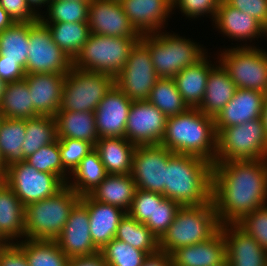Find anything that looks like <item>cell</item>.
I'll return each instance as SVG.
<instances>
[{"label": "cell", "mask_w": 267, "mask_h": 266, "mask_svg": "<svg viewBox=\"0 0 267 266\" xmlns=\"http://www.w3.org/2000/svg\"><path fill=\"white\" fill-rule=\"evenodd\" d=\"M81 199L67 185L52 197L24 207L25 237L55 240L62 232L73 206Z\"/></svg>", "instance_id": "cell-5"}, {"label": "cell", "mask_w": 267, "mask_h": 266, "mask_svg": "<svg viewBox=\"0 0 267 266\" xmlns=\"http://www.w3.org/2000/svg\"><path fill=\"white\" fill-rule=\"evenodd\" d=\"M26 135L25 119L4 118L0 123V153L6 168L26 161L22 143Z\"/></svg>", "instance_id": "cell-35"}, {"label": "cell", "mask_w": 267, "mask_h": 266, "mask_svg": "<svg viewBox=\"0 0 267 266\" xmlns=\"http://www.w3.org/2000/svg\"><path fill=\"white\" fill-rule=\"evenodd\" d=\"M4 119V116H3V114H2V112H1V110H0V123H1V121Z\"/></svg>", "instance_id": "cell-63"}, {"label": "cell", "mask_w": 267, "mask_h": 266, "mask_svg": "<svg viewBox=\"0 0 267 266\" xmlns=\"http://www.w3.org/2000/svg\"><path fill=\"white\" fill-rule=\"evenodd\" d=\"M6 165H5V162L1 156V153H0V180H3L5 174H6Z\"/></svg>", "instance_id": "cell-58"}, {"label": "cell", "mask_w": 267, "mask_h": 266, "mask_svg": "<svg viewBox=\"0 0 267 266\" xmlns=\"http://www.w3.org/2000/svg\"><path fill=\"white\" fill-rule=\"evenodd\" d=\"M140 40L147 46L154 70L159 78H173L187 66L195 65L205 56V50L194 41L175 34L157 32L143 35ZM201 47V48H200Z\"/></svg>", "instance_id": "cell-6"}, {"label": "cell", "mask_w": 267, "mask_h": 266, "mask_svg": "<svg viewBox=\"0 0 267 266\" xmlns=\"http://www.w3.org/2000/svg\"><path fill=\"white\" fill-rule=\"evenodd\" d=\"M136 189L131 174H108L89 195L96 201L120 207L128 212Z\"/></svg>", "instance_id": "cell-30"}, {"label": "cell", "mask_w": 267, "mask_h": 266, "mask_svg": "<svg viewBox=\"0 0 267 266\" xmlns=\"http://www.w3.org/2000/svg\"><path fill=\"white\" fill-rule=\"evenodd\" d=\"M50 1H54V0H50ZM68 1L91 2V0H68Z\"/></svg>", "instance_id": "cell-62"}, {"label": "cell", "mask_w": 267, "mask_h": 266, "mask_svg": "<svg viewBox=\"0 0 267 266\" xmlns=\"http://www.w3.org/2000/svg\"><path fill=\"white\" fill-rule=\"evenodd\" d=\"M0 231L11 243L25 237L24 206L3 180H0Z\"/></svg>", "instance_id": "cell-31"}, {"label": "cell", "mask_w": 267, "mask_h": 266, "mask_svg": "<svg viewBox=\"0 0 267 266\" xmlns=\"http://www.w3.org/2000/svg\"><path fill=\"white\" fill-rule=\"evenodd\" d=\"M140 39L132 37L99 36L90 34L72 66L89 72L109 74L116 77Z\"/></svg>", "instance_id": "cell-7"}, {"label": "cell", "mask_w": 267, "mask_h": 266, "mask_svg": "<svg viewBox=\"0 0 267 266\" xmlns=\"http://www.w3.org/2000/svg\"><path fill=\"white\" fill-rule=\"evenodd\" d=\"M81 200L87 206L92 242L100 251L115 238L119 223L127 212L120 207L96 201L89 194L81 196Z\"/></svg>", "instance_id": "cell-23"}, {"label": "cell", "mask_w": 267, "mask_h": 266, "mask_svg": "<svg viewBox=\"0 0 267 266\" xmlns=\"http://www.w3.org/2000/svg\"><path fill=\"white\" fill-rule=\"evenodd\" d=\"M267 159V136L261 118L221 129L215 162Z\"/></svg>", "instance_id": "cell-8"}, {"label": "cell", "mask_w": 267, "mask_h": 266, "mask_svg": "<svg viewBox=\"0 0 267 266\" xmlns=\"http://www.w3.org/2000/svg\"><path fill=\"white\" fill-rule=\"evenodd\" d=\"M205 56L195 65L182 69L173 80L176 88L189 108H198L203 101L207 79L211 68Z\"/></svg>", "instance_id": "cell-29"}, {"label": "cell", "mask_w": 267, "mask_h": 266, "mask_svg": "<svg viewBox=\"0 0 267 266\" xmlns=\"http://www.w3.org/2000/svg\"><path fill=\"white\" fill-rule=\"evenodd\" d=\"M213 22L231 39L247 41L265 35V27L258 20L231 6L226 0H221Z\"/></svg>", "instance_id": "cell-25"}, {"label": "cell", "mask_w": 267, "mask_h": 266, "mask_svg": "<svg viewBox=\"0 0 267 266\" xmlns=\"http://www.w3.org/2000/svg\"><path fill=\"white\" fill-rule=\"evenodd\" d=\"M88 23L91 34L141 38L127 18L120 0H91Z\"/></svg>", "instance_id": "cell-16"}, {"label": "cell", "mask_w": 267, "mask_h": 266, "mask_svg": "<svg viewBox=\"0 0 267 266\" xmlns=\"http://www.w3.org/2000/svg\"><path fill=\"white\" fill-rule=\"evenodd\" d=\"M167 117L148 100L132 102L129 110L125 139L139 145L160 144L165 133Z\"/></svg>", "instance_id": "cell-15"}, {"label": "cell", "mask_w": 267, "mask_h": 266, "mask_svg": "<svg viewBox=\"0 0 267 266\" xmlns=\"http://www.w3.org/2000/svg\"><path fill=\"white\" fill-rule=\"evenodd\" d=\"M212 166L205 159L174 153L167 162L165 198L180 206H198L211 201Z\"/></svg>", "instance_id": "cell-3"}, {"label": "cell", "mask_w": 267, "mask_h": 266, "mask_svg": "<svg viewBox=\"0 0 267 266\" xmlns=\"http://www.w3.org/2000/svg\"><path fill=\"white\" fill-rule=\"evenodd\" d=\"M71 174L73 175L74 181H68L66 185L79 196L88 195L108 175L95 149L80 161L79 165Z\"/></svg>", "instance_id": "cell-34"}, {"label": "cell", "mask_w": 267, "mask_h": 266, "mask_svg": "<svg viewBox=\"0 0 267 266\" xmlns=\"http://www.w3.org/2000/svg\"><path fill=\"white\" fill-rule=\"evenodd\" d=\"M158 79L150 51L139 40L131 49L125 66L115 77V85L132 101L147 100Z\"/></svg>", "instance_id": "cell-13"}, {"label": "cell", "mask_w": 267, "mask_h": 266, "mask_svg": "<svg viewBox=\"0 0 267 266\" xmlns=\"http://www.w3.org/2000/svg\"><path fill=\"white\" fill-rule=\"evenodd\" d=\"M25 67L26 74H67L72 61L54 43L48 27L39 19L29 22V48Z\"/></svg>", "instance_id": "cell-12"}, {"label": "cell", "mask_w": 267, "mask_h": 266, "mask_svg": "<svg viewBox=\"0 0 267 266\" xmlns=\"http://www.w3.org/2000/svg\"><path fill=\"white\" fill-rule=\"evenodd\" d=\"M14 23L9 14L0 6V33L6 28L11 27Z\"/></svg>", "instance_id": "cell-55"}, {"label": "cell", "mask_w": 267, "mask_h": 266, "mask_svg": "<svg viewBox=\"0 0 267 266\" xmlns=\"http://www.w3.org/2000/svg\"><path fill=\"white\" fill-rule=\"evenodd\" d=\"M115 238L144 251L147 255L159 251V239L145 224L138 222L128 213L121 219Z\"/></svg>", "instance_id": "cell-38"}, {"label": "cell", "mask_w": 267, "mask_h": 266, "mask_svg": "<svg viewBox=\"0 0 267 266\" xmlns=\"http://www.w3.org/2000/svg\"><path fill=\"white\" fill-rule=\"evenodd\" d=\"M89 3L90 2L68 0L49 1L48 4H46L48 7V18L40 15L39 19L43 23L88 22Z\"/></svg>", "instance_id": "cell-41"}, {"label": "cell", "mask_w": 267, "mask_h": 266, "mask_svg": "<svg viewBox=\"0 0 267 266\" xmlns=\"http://www.w3.org/2000/svg\"><path fill=\"white\" fill-rule=\"evenodd\" d=\"M29 48V22H15L0 33V55L15 61L24 70Z\"/></svg>", "instance_id": "cell-36"}, {"label": "cell", "mask_w": 267, "mask_h": 266, "mask_svg": "<svg viewBox=\"0 0 267 266\" xmlns=\"http://www.w3.org/2000/svg\"><path fill=\"white\" fill-rule=\"evenodd\" d=\"M59 151L63 167L71 174L80 161L93 149L94 146L84 140L71 138L58 139Z\"/></svg>", "instance_id": "cell-45"}, {"label": "cell", "mask_w": 267, "mask_h": 266, "mask_svg": "<svg viewBox=\"0 0 267 266\" xmlns=\"http://www.w3.org/2000/svg\"><path fill=\"white\" fill-rule=\"evenodd\" d=\"M180 207L177 202L169 198H164L161 202H155L153 216L148 218L145 225L160 239L173 222Z\"/></svg>", "instance_id": "cell-44"}, {"label": "cell", "mask_w": 267, "mask_h": 266, "mask_svg": "<svg viewBox=\"0 0 267 266\" xmlns=\"http://www.w3.org/2000/svg\"><path fill=\"white\" fill-rule=\"evenodd\" d=\"M25 123L26 135L22 143L25 159L41 147L51 144L58 139L55 117L38 116L25 119Z\"/></svg>", "instance_id": "cell-39"}, {"label": "cell", "mask_w": 267, "mask_h": 266, "mask_svg": "<svg viewBox=\"0 0 267 266\" xmlns=\"http://www.w3.org/2000/svg\"><path fill=\"white\" fill-rule=\"evenodd\" d=\"M54 43L73 61L91 34L88 22L44 23Z\"/></svg>", "instance_id": "cell-33"}, {"label": "cell", "mask_w": 267, "mask_h": 266, "mask_svg": "<svg viewBox=\"0 0 267 266\" xmlns=\"http://www.w3.org/2000/svg\"><path fill=\"white\" fill-rule=\"evenodd\" d=\"M16 242L25 252L29 266H67L69 258L55 240L26 239Z\"/></svg>", "instance_id": "cell-37"}, {"label": "cell", "mask_w": 267, "mask_h": 266, "mask_svg": "<svg viewBox=\"0 0 267 266\" xmlns=\"http://www.w3.org/2000/svg\"><path fill=\"white\" fill-rule=\"evenodd\" d=\"M221 224L212 200L198 206H181L159 239V251L171 254L178 248L202 243L213 237Z\"/></svg>", "instance_id": "cell-4"}, {"label": "cell", "mask_w": 267, "mask_h": 266, "mask_svg": "<svg viewBox=\"0 0 267 266\" xmlns=\"http://www.w3.org/2000/svg\"><path fill=\"white\" fill-rule=\"evenodd\" d=\"M3 181L13 190L24 207L52 197L66 186L59 176L40 172L26 161L7 167Z\"/></svg>", "instance_id": "cell-11"}, {"label": "cell", "mask_w": 267, "mask_h": 266, "mask_svg": "<svg viewBox=\"0 0 267 266\" xmlns=\"http://www.w3.org/2000/svg\"><path fill=\"white\" fill-rule=\"evenodd\" d=\"M230 266H267V251L237 224L221 225Z\"/></svg>", "instance_id": "cell-19"}, {"label": "cell", "mask_w": 267, "mask_h": 266, "mask_svg": "<svg viewBox=\"0 0 267 266\" xmlns=\"http://www.w3.org/2000/svg\"><path fill=\"white\" fill-rule=\"evenodd\" d=\"M219 61L236 88L267 94V52L255 46L225 49Z\"/></svg>", "instance_id": "cell-10"}, {"label": "cell", "mask_w": 267, "mask_h": 266, "mask_svg": "<svg viewBox=\"0 0 267 266\" xmlns=\"http://www.w3.org/2000/svg\"><path fill=\"white\" fill-rule=\"evenodd\" d=\"M58 139H77L95 146L99 140L94 112L58 110L56 115Z\"/></svg>", "instance_id": "cell-28"}, {"label": "cell", "mask_w": 267, "mask_h": 266, "mask_svg": "<svg viewBox=\"0 0 267 266\" xmlns=\"http://www.w3.org/2000/svg\"><path fill=\"white\" fill-rule=\"evenodd\" d=\"M262 120L264 123V127H265V133L267 136V94L265 96V101H264V107H263V112H262Z\"/></svg>", "instance_id": "cell-57"}, {"label": "cell", "mask_w": 267, "mask_h": 266, "mask_svg": "<svg viewBox=\"0 0 267 266\" xmlns=\"http://www.w3.org/2000/svg\"><path fill=\"white\" fill-rule=\"evenodd\" d=\"M115 85V77L71 67L66 74L59 110L95 112Z\"/></svg>", "instance_id": "cell-9"}, {"label": "cell", "mask_w": 267, "mask_h": 266, "mask_svg": "<svg viewBox=\"0 0 267 266\" xmlns=\"http://www.w3.org/2000/svg\"><path fill=\"white\" fill-rule=\"evenodd\" d=\"M221 0H173L174 7H179L180 11L189 18L210 14L214 21L218 6Z\"/></svg>", "instance_id": "cell-48"}, {"label": "cell", "mask_w": 267, "mask_h": 266, "mask_svg": "<svg viewBox=\"0 0 267 266\" xmlns=\"http://www.w3.org/2000/svg\"><path fill=\"white\" fill-rule=\"evenodd\" d=\"M0 6L14 22H35L41 15L40 12H34L26 0H0Z\"/></svg>", "instance_id": "cell-49"}, {"label": "cell", "mask_w": 267, "mask_h": 266, "mask_svg": "<svg viewBox=\"0 0 267 266\" xmlns=\"http://www.w3.org/2000/svg\"><path fill=\"white\" fill-rule=\"evenodd\" d=\"M168 118L189 109L176 88L173 78H159L147 99Z\"/></svg>", "instance_id": "cell-40"}, {"label": "cell", "mask_w": 267, "mask_h": 266, "mask_svg": "<svg viewBox=\"0 0 267 266\" xmlns=\"http://www.w3.org/2000/svg\"><path fill=\"white\" fill-rule=\"evenodd\" d=\"M50 0H26L27 4L29 5V7L34 11L36 12L37 10H35V6L37 8L38 7H41L42 4H48Z\"/></svg>", "instance_id": "cell-56"}, {"label": "cell", "mask_w": 267, "mask_h": 266, "mask_svg": "<svg viewBox=\"0 0 267 266\" xmlns=\"http://www.w3.org/2000/svg\"><path fill=\"white\" fill-rule=\"evenodd\" d=\"M11 244V241H9L0 231V248L6 247Z\"/></svg>", "instance_id": "cell-59"}, {"label": "cell", "mask_w": 267, "mask_h": 266, "mask_svg": "<svg viewBox=\"0 0 267 266\" xmlns=\"http://www.w3.org/2000/svg\"><path fill=\"white\" fill-rule=\"evenodd\" d=\"M265 35L267 36V27L265 28Z\"/></svg>", "instance_id": "cell-64"}, {"label": "cell", "mask_w": 267, "mask_h": 266, "mask_svg": "<svg viewBox=\"0 0 267 266\" xmlns=\"http://www.w3.org/2000/svg\"><path fill=\"white\" fill-rule=\"evenodd\" d=\"M2 266H29L25 252L15 243L0 248Z\"/></svg>", "instance_id": "cell-51"}, {"label": "cell", "mask_w": 267, "mask_h": 266, "mask_svg": "<svg viewBox=\"0 0 267 266\" xmlns=\"http://www.w3.org/2000/svg\"><path fill=\"white\" fill-rule=\"evenodd\" d=\"M67 266H108L102 253L99 251L93 255L72 257Z\"/></svg>", "instance_id": "cell-53"}, {"label": "cell", "mask_w": 267, "mask_h": 266, "mask_svg": "<svg viewBox=\"0 0 267 266\" xmlns=\"http://www.w3.org/2000/svg\"><path fill=\"white\" fill-rule=\"evenodd\" d=\"M218 63V66H213L210 70L203 101L198 107L201 112L213 118L234 97L237 89L234 82L230 79L227 70L220 62Z\"/></svg>", "instance_id": "cell-26"}, {"label": "cell", "mask_w": 267, "mask_h": 266, "mask_svg": "<svg viewBox=\"0 0 267 266\" xmlns=\"http://www.w3.org/2000/svg\"><path fill=\"white\" fill-rule=\"evenodd\" d=\"M266 94L237 88L234 97L214 118L216 132L262 117Z\"/></svg>", "instance_id": "cell-21"}, {"label": "cell", "mask_w": 267, "mask_h": 266, "mask_svg": "<svg viewBox=\"0 0 267 266\" xmlns=\"http://www.w3.org/2000/svg\"><path fill=\"white\" fill-rule=\"evenodd\" d=\"M5 86H6V83L0 77V101H1L2 95L4 93Z\"/></svg>", "instance_id": "cell-60"}, {"label": "cell", "mask_w": 267, "mask_h": 266, "mask_svg": "<svg viewBox=\"0 0 267 266\" xmlns=\"http://www.w3.org/2000/svg\"><path fill=\"white\" fill-rule=\"evenodd\" d=\"M142 266H173V264L170 254L158 251L154 254L148 255L144 259Z\"/></svg>", "instance_id": "cell-54"}, {"label": "cell", "mask_w": 267, "mask_h": 266, "mask_svg": "<svg viewBox=\"0 0 267 266\" xmlns=\"http://www.w3.org/2000/svg\"><path fill=\"white\" fill-rule=\"evenodd\" d=\"M214 266H230V264L227 262V260H225L223 263Z\"/></svg>", "instance_id": "cell-61"}, {"label": "cell", "mask_w": 267, "mask_h": 266, "mask_svg": "<svg viewBox=\"0 0 267 266\" xmlns=\"http://www.w3.org/2000/svg\"><path fill=\"white\" fill-rule=\"evenodd\" d=\"M132 102L116 85L110 89L94 112L99 137L125 138Z\"/></svg>", "instance_id": "cell-18"}, {"label": "cell", "mask_w": 267, "mask_h": 266, "mask_svg": "<svg viewBox=\"0 0 267 266\" xmlns=\"http://www.w3.org/2000/svg\"><path fill=\"white\" fill-rule=\"evenodd\" d=\"M94 149L107 174H131L135 144L123 137H100Z\"/></svg>", "instance_id": "cell-27"}, {"label": "cell", "mask_w": 267, "mask_h": 266, "mask_svg": "<svg viewBox=\"0 0 267 266\" xmlns=\"http://www.w3.org/2000/svg\"><path fill=\"white\" fill-rule=\"evenodd\" d=\"M26 162L40 172L52 173L59 176L65 183L70 178L68 175H71L63 167L58 139L51 144L41 147L38 151L27 157Z\"/></svg>", "instance_id": "cell-42"}, {"label": "cell", "mask_w": 267, "mask_h": 266, "mask_svg": "<svg viewBox=\"0 0 267 266\" xmlns=\"http://www.w3.org/2000/svg\"><path fill=\"white\" fill-rule=\"evenodd\" d=\"M211 200L221 225L267 204V159L215 162Z\"/></svg>", "instance_id": "cell-1"}, {"label": "cell", "mask_w": 267, "mask_h": 266, "mask_svg": "<svg viewBox=\"0 0 267 266\" xmlns=\"http://www.w3.org/2000/svg\"><path fill=\"white\" fill-rule=\"evenodd\" d=\"M231 6L245 12L267 27V0H226Z\"/></svg>", "instance_id": "cell-50"}, {"label": "cell", "mask_w": 267, "mask_h": 266, "mask_svg": "<svg viewBox=\"0 0 267 266\" xmlns=\"http://www.w3.org/2000/svg\"><path fill=\"white\" fill-rule=\"evenodd\" d=\"M160 145L173 153L200 157L214 164L217 154L214 118L198 108L168 117Z\"/></svg>", "instance_id": "cell-2"}, {"label": "cell", "mask_w": 267, "mask_h": 266, "mask_svg": "<svg viewBox=\"0 0 267 266\" xmlns=\"http://www.w3.org/2000/svg\"><path fill=\"white\" fill-rule=\"evenodd\" d=\"M173 154L160 144L136 146L131 176L137 189L160 193L165 197L167 162Z\"/></svg>", "instance_id": "cell-14"}, {"label": "cell", "mask_w": 267, "mask_h": 266, "mask_svg": "<svg viewBox=\"0 0 267 266\" xmlns=\"http://www.w3.org/2000/svg\"><path fill=\"white\" fill-rule=\"evenodd\" d=\"M100 252L108 266H142L148 256L133 246L113 238Z\"/></svg>", "instance_id": "cell-43"}, {"label": "cell", "mask_w": 267, "mask_h": 266, "mask_svg": "<svg viewBox=\"0 0 267 266\" xmlns=\"http://www.w3.org/2000/svg\"><path fill=\"white\" fill-rule=\"evenodd\" d=\"M66 74L32 73L25 80L35 111L40 116L55 117L60 109Z\"/></svg>", "instance_id": "cell-22"}, {"label": "cell", "mask_w": 267, "mask_h": 266, "mask_svg": "<svg viewBox=\"0 0 267 266\" xmlns=\"http://www.w3.org/2000/svg\"><path fill=\"white\" fill-rule=\"evenodd\" d=\"M165 197L156 192L136 189L131 208L127 212L138 222L145 224L155 211V202H161Z\"/></svg>", "instance_id": "cell-47"}, {"label": "cell", "mask_w": 267, "mask_h": 266, "mask_svg": "<svg viewBox=\"0 0 267 266\" xmlns=\"http://www.w3.org/2000/svg\"><path fill=\"white\" fill-rule=\"evenodd\" d=\"M25 70L15 61L3 60L0 55V77L5 83H11L24 79Z\"/></svg>", "instance_id": "cell-52"}, {"label": "cell", "mask_w": 267, "mask_h": 266, "mask_svg": "<svg viewBox=\"0 0 267 266\" xmlns=\"http://www.w3.org/2000/svg\"><path fill=\"white\" fill-rule=\"evenodd\" d=\"M0 110L4 118L29 119L40 116L33 107L25 79L6 83Z\"/></svg>", "instance_id": "cell-32"}, {"label": "cell", "mask_w": 267, "mask_h": 266, "mask_svg": "<svg viewBox=\"0 0 267 266\" xmlns=\"http://www.w3.org/2000/svg\"><path fill=\"white\" fill-rule=\"evenodd\" d=\"M120 3L140 36L161 32L173 10L172 0H120Z\"/></svg>", "instance_id": "cell-20"}, {"label": "cell", "mask_w": 267, "mask_h": 266, "mask_svg": "<svg viewBox=\"0 0 267 266\" xmlns=\"http://www.w3.org/2000/svg\"><path fill=\"white\" fill-rule=\"evenodd\" d=\"M55 241L68 258L99 252L92 242L87 206L81 199L73 206L61 234Z\"/></svg>", "instance_id": "cell-17"}, {"label": "cell", "mask_w": 267, "mask_h": 266, "mask_svg": "<svg viewBox=\"0 0 267 266\" xmlns=\"http://www.w3.org/2000/svg\"><path fill=\"white\" fill-rule=\"evenodd\" d=\"M236 224L267 251V204L245 215Z\"/></svg>", "instance_id": "cell-46"}, {"label": "cell", "mask_w": 267, "mask_h": 266, "mask_svg": "<svg viewBox=\"0 0 267 266\" xmlns=\"http://www.w3.org/2000/svg\"><path fill=\"white\" fill-rule=\"evenodd\" d=\"M173 266H214L226 260V244L219 230L202 243L176 249L170 254Z\"/></svg>", "instance_id": "cell-24"}]
</instances>
